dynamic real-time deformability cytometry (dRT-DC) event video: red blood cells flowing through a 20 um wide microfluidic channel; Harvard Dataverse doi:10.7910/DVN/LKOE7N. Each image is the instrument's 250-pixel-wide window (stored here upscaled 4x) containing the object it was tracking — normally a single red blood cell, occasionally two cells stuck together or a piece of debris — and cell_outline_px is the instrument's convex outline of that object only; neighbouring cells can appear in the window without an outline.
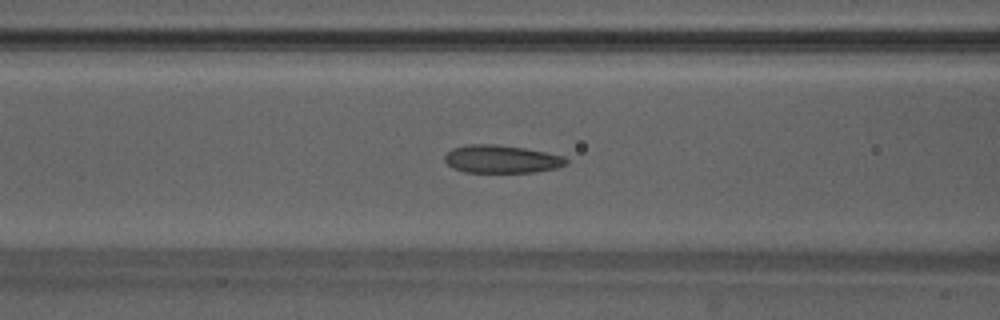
{"species": "Egyptian fruit bat (a non-hibernating species)", "species_latin": "Rousettus aegyptiacus", "temperature_condition": "warm", "stored_images_in_passage": 42, "camera_frame_rate_fps": 3000, "um_per_image_px": 0.085, "animal": {"sex": "male"}, "frame": {"image": 1, "passage_image": 20, "time_ms": 6.333, "image_size_px": [1000, 320], "cell_outline_px": [[568, 164], [556, 168], [536, 172], [464, 172], [452, 168], [444, 160], [444, 156], [452, 148], [468, 144], [496, 144], [524, 148], [564, 156], [568, 160]], "centroid_in_image_um": [42.62, 13.52], "position_along_channel_um": 124.0, "area_um2": 19.83}}
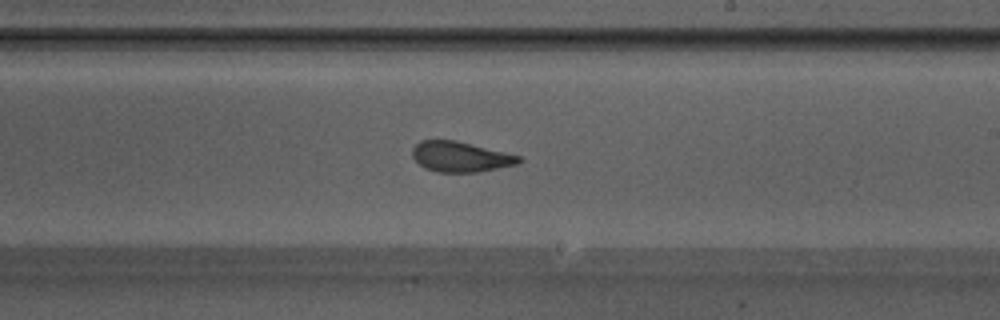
{"frame": {"image": 2, "passage_image": 29, "time_ms": 9.333, "image_size_px": [1000, 320], "cell_outline_px": [[524, 160], [516, 164], [476, 172], [436, 172], [424, 168], [412, 156], [412, 148], [420, 140], [456, 140], [520, 156]], "centroid_in_image_um": [39.11, 13.32], "position_along_channel_um": 249.9, "area_um2": 18.67}}
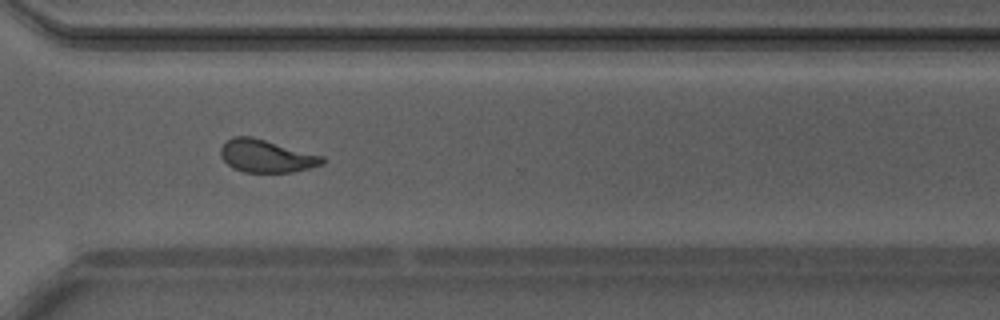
{"frame": {"image": 3, "passage_image": 36, "time_ms": 11.667, "image_size_px": [1000, 320], "cell_outline_px": [[324, 164], [292, 172], [244, 172], [232, 168], [220, 156], [220, 148], [232, 136], [252, 136], [324, 156]], "centroid_in_image_um": [22.63, 13.26], "position_along_channel_um": 348.0, "area_um2": 19.36}}